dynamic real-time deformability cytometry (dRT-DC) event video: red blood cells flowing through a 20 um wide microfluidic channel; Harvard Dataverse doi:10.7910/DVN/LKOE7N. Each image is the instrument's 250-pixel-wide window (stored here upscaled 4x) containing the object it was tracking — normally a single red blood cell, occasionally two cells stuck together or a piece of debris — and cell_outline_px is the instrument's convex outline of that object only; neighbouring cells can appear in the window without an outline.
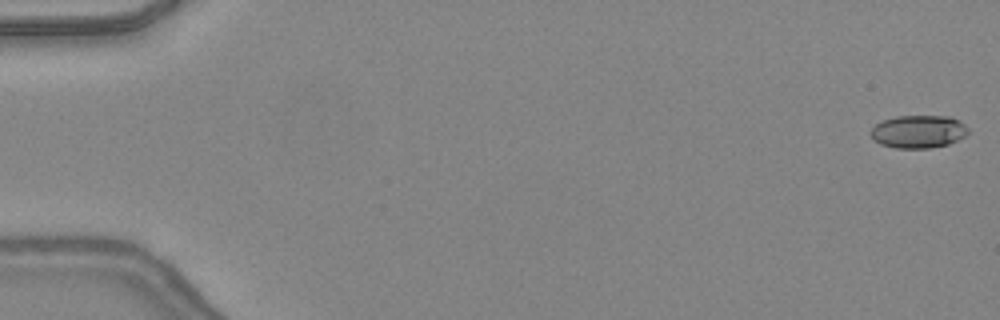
{"species": "common noctule bat (a hibernating species)", "species_latin": "Nyctalus noctula", "temperature_condition": "warm", "stored_images_in_passage": 15, "camera_frame_rate_fps": 3000, "um_per_image_px": 0.085, "animal": {"sex": "female", "body_mass_g": 24.6, "forearm_length_mm": 56.2}, "frame": {"image": 1, "passage_image": 1, "time_ms": 0.0, "image_size_px": [1000, 320], "cell_outline_px": [[968, 132], [964, 136], [948, 144], [928, 148], [896, 148], [880, 144], [872, 140], [872, 128], [876, 124], [884, 120], [896, 116], [948, 116], [960, 120], [968, 128]], "centroid_in_image_um": [78.06, 11.18], "position_along_channel_um": 6.9, "area_um2": 18.55}}